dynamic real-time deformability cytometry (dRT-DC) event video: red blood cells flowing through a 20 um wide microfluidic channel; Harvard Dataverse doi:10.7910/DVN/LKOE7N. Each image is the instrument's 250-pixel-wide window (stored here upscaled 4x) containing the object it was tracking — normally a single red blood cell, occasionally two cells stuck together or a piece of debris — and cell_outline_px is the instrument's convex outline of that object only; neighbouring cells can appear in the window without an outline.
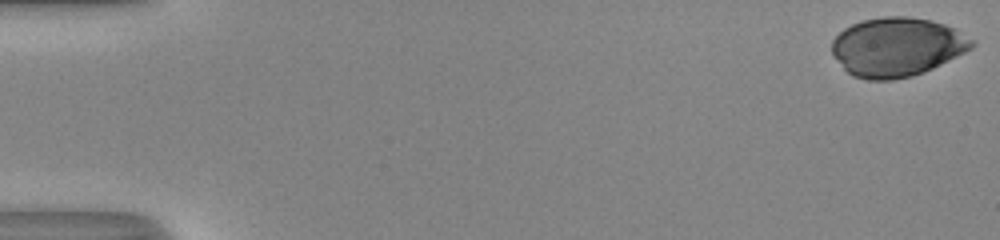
{"species": "human", "species_latin": "Homo sapiens", "temperature_condition": "room temperature", "stored_images_in_passage": 43, "camera_frame_rate_fps": 3000, "um_per_image_px": 0.085, "donor": {"sex": "male"}, "frame": {"image": 1, "passage_image": 1, "time_ms": 0.0, "image_size_px": [1000, 240], "cell_outline_px": [[976, 44], [972, 48], [932, 68], [912, 76], [892, 80], [868, 80], [852, 76], [844, 68], [832, 52], [832, 40], [844, 28], [852, 24], [864, 20], [884, 16], [908, 16], [928, 20], [944, 24], [956, 28], [976, 40]], "centroid_in_image_um": [76.26, 3.98], "position_along_channel_um": 8.7, "area_um2": 47.97}}
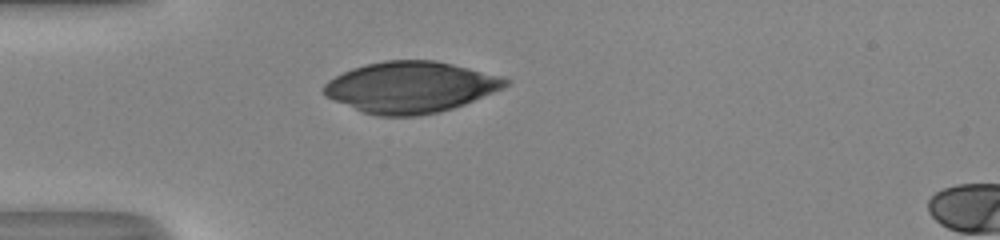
{"frame": {"image": 2, "passage_image": 16, "time_ms": 5.0, "image_size_px": [1000, 240], "cell_outline_px": [[512, 80], [504, 88], [464, 104], [440, 112], [420, 116], [380, 116], [364, 112], [324, 96], [324, 84], [328, 80], [352, 68], [364, 64], [384, 60], [436, 60], [504, 76]], "centroid_in_image_um": [34.93, 7.4], "position_along_channel_um": 50.1, "area_um2": 54.22}}